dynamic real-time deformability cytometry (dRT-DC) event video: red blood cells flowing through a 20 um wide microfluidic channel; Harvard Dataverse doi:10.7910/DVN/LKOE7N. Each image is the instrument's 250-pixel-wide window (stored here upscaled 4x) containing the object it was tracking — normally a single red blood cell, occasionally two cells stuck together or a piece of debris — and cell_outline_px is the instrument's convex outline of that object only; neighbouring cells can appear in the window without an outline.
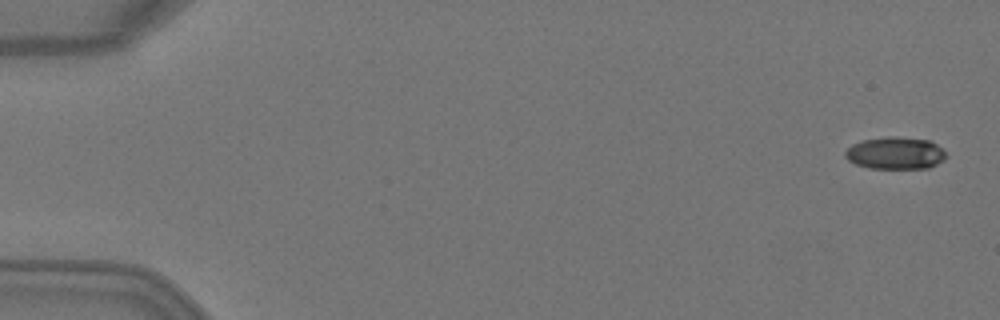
{"species": "Egyptian fruit bat (a non-hibernating species)", "species_latin": "Rousettus aegyptiacus", "temperature_condition": "warm", "stored_images_in_passage": 5, "camera_frame_rate_fps": 3000, "um_per_image_px": 0.085, "animal": {"sex": "female"}, "frame": {"image": 1, "passage_image": 1, "time_ms": 0.0, "image_size_px": [1000, 320], "cell_outline_px": [[948, 156], [944, 160], [928, 168], [868, 168], [856, 164], [848, 160], [844, 156], [844, 152], [852, 144], [864, 140], [888, 136], [896, 136], [928, 140], [936, 144]], "centroid_in_image_um": [76.09, 13.01], "position_along_channel_um": 8.9, "area_um2": 18.9}}
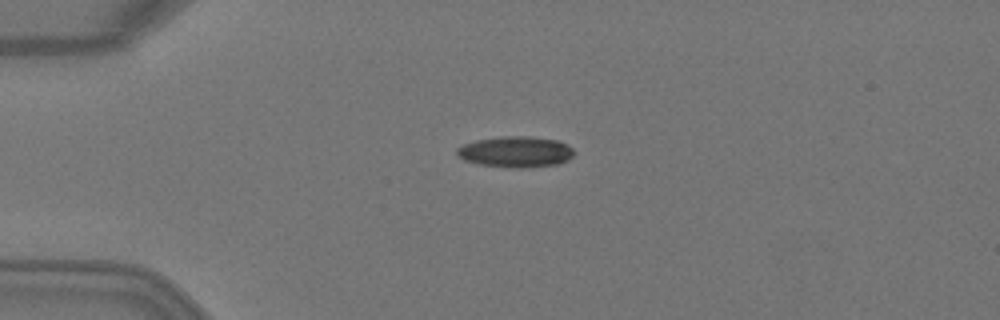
{"frame": {"image": 2, "passage_image": 4, "time_ms": 1.0, "image_size_px": [1000, 320], "cell_outline_px": [[572, 156], [568, 160], [556, 164], [528, 168], [512, 168], [480, 164], [464, 160], [456, 152], [456, 148], [464, 144], [476, 140], [504, 136], [528, 136], [560, 140], [568, 144], [572, 148]], "centroid_in_image_um": [43.85, 12.9], "position_along_channel_um": 41.2, "area_um2": 21.15}}